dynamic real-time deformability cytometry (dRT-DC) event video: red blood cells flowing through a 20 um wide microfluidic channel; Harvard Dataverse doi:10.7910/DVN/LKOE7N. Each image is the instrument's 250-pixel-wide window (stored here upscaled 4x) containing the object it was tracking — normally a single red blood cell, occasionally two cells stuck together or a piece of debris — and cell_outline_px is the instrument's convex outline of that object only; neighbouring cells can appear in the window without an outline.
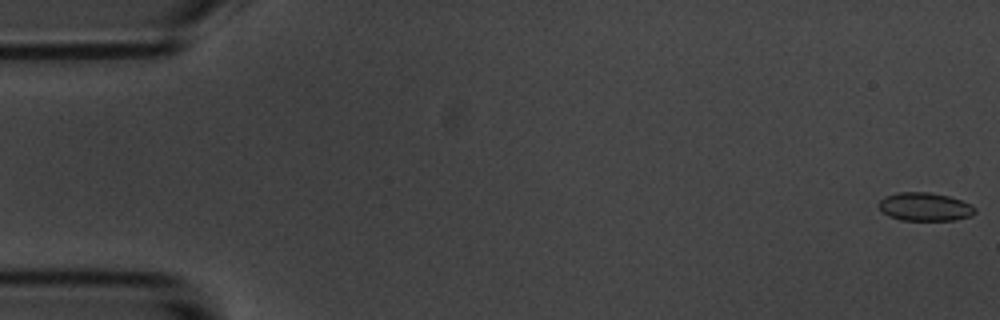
{"species": "common noctule bat (a hibernating species)", "species_latin": "Nyctalus noctula", "temperature_condition": "room temperature", "stored_images_in_passage": 56, "camera_frame_rate_fps": 3000, "um_per_image_px": 0.085, "animal": {"sex": "male", "body_mass_g": 20.1, "forearm_length_mm": 53.5}, "frame": {"image": 1, "passage_image": 1, "time_ms": 0.0, "image_size_px": [1000, 320], "cell_outline_px": [[976, 212], [972, 216], [956, 220], [900, 220], [888, 216], [880, 208], [880, 200], [884, 196], [900, 192], [928, 192], [948, 196], [972, 204], [976, 208]], "centroid_in_image_um": [78.65, 17.58], "position_along_channel_um": 6.3, "area_um2": 15.9}}
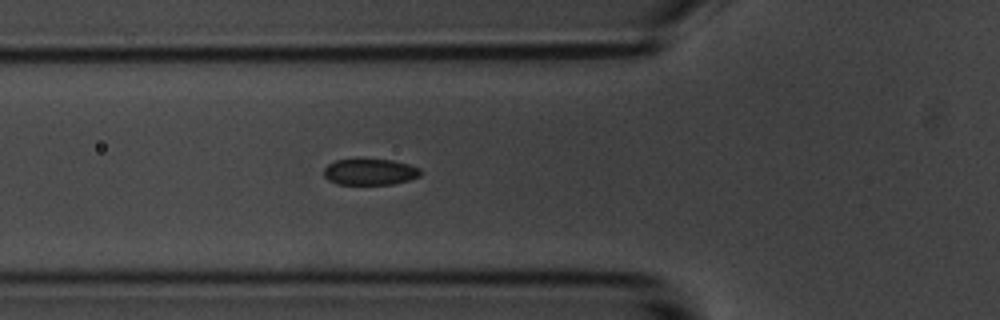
{"frame": {"image": 2, "passage_image": 20, "time_ms": 6.333, "image_size_px": [1000, 320], "cell_outline_px": [[420, 176], [408, 180], [392, 184], [336, 184], [328, 180], [324, 176], [324, 168], [328, 164], [336, 160], [392, 160], [408, 164], [420, 168]], "centroid_in_image_um": [31.43, 14.62], "position_along_channel_um": 94.4, "area_um2": 14.57}}
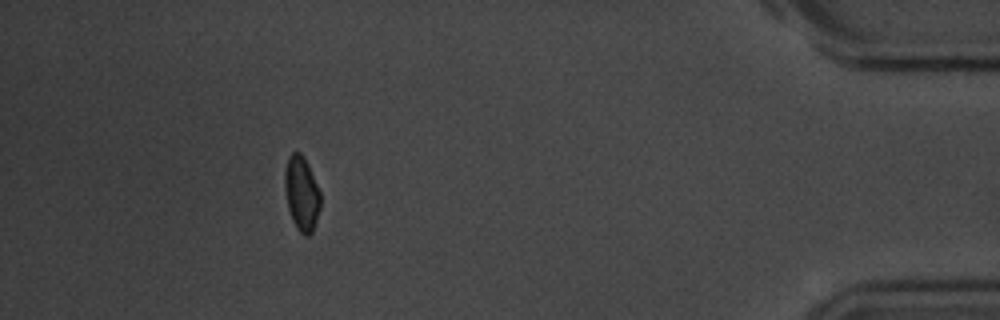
{"frame": {"image": 3, "passage_image": 51, "time_ms": 16.667, "image_size_px": [1000, 320], "cell_outline_px": [[320, 208], [312, 232], [308, 236], [304, 236], [296, 228], [292, 220], [288, 208], [284, 188], [284, 172], [288, 156], [292, 152], [300, 152], [304, 156], [320, 192]], "centroid_in_image_um": [25.62, 16.44], "position_along_channel_um": 409.6, "area_um2": 15.55}, "authors_computed_cell_mechanics": {"area_um2": 15.895, "velocity_mm_per_s": 3.5912, "shape_relaxation_time_tau1_ms": 2.4014, "shape_relaxation_time_tau2_ms": 2.2097, "deformation_change_tau1": 0.0753, "deformation_change_tau2": 0.0487}}